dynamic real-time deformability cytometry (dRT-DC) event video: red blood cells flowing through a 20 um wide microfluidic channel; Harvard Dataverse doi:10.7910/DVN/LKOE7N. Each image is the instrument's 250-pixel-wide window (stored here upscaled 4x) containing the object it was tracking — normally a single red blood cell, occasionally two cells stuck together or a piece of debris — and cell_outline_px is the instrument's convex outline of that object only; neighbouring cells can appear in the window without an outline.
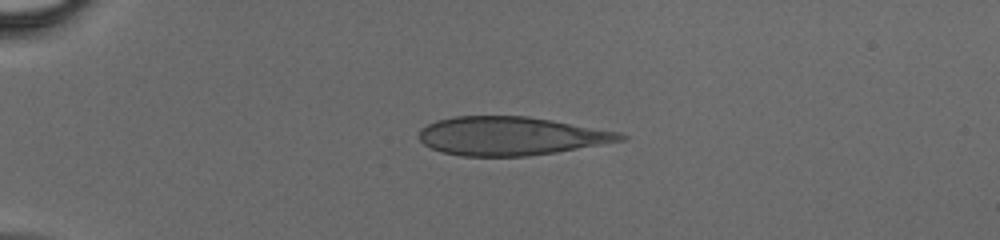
{"species": "human", "species_latin": "Homo sapiens", "temperature_condition": "cold", "stored_images_in_passage": 33, "camera_frame_rate_fps": 3000, "um_per_image_px": 0.085, "donor": {"sex": "male"}, "frame": {"image": 1, "passage_image": 1, "time_ms": 0.0, "image_size_px": [1000, 240], "cell_outline_px": [[628, 136], [624, 140], [556, 152], [528, 156], [460, 156], [440, 152], [424, 144], [420, 140], [420, 128], [436, 120], [456, 116], [528, 116], [552, 120], [620, 132]], "centroid_in_image_um": [43.4, 11.56], "position_along_channel_um": 41.6, "area_um2": 45.14}}
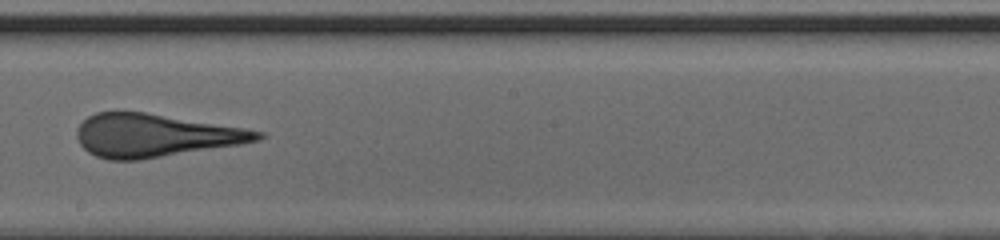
{"frame": {"image": 2, "passage_image": 17, "time_ms": 5.333, "image_size_px": [1000, 240], "cell_outline_px": [[268, 136], [260, 140], [240, 144], [140, 160], [108, 160], [96, 156], [88, 152], [80, 144], [76, 136], [76, 128], [88, 116], [96, 112], [144, 112], [244, 128], [264, 132]], "centroid_in_image_um": [13.16, 11.52], "position_along_channel_um": 235.0, "area_um2": 45.14}}
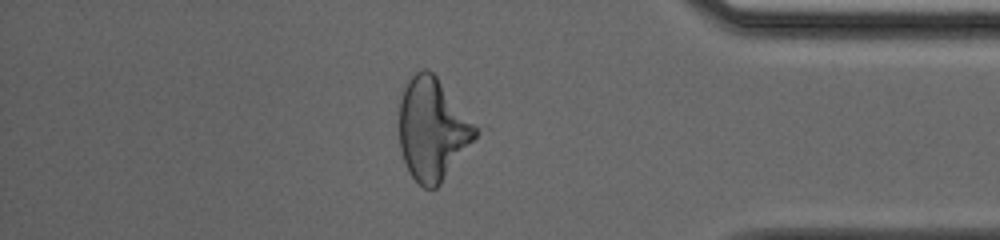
{"frame": {"image": 3, "passage_image": 29, "time_ms": 9.333, "image_size_px": [1000, 240], "cell_outline_px": [[480, 132], [440, 184], [436, 188], [424, 188], [408, 172], [400, 148], [400, 100], [404, 84], [416, 72], [424, 68], [428, 68], [436, 76], [480, 128]], "centroid_in_image_um": [36.77, 10.96], "position_along_channel_um": 398.4, "area_um2": 45.37}}